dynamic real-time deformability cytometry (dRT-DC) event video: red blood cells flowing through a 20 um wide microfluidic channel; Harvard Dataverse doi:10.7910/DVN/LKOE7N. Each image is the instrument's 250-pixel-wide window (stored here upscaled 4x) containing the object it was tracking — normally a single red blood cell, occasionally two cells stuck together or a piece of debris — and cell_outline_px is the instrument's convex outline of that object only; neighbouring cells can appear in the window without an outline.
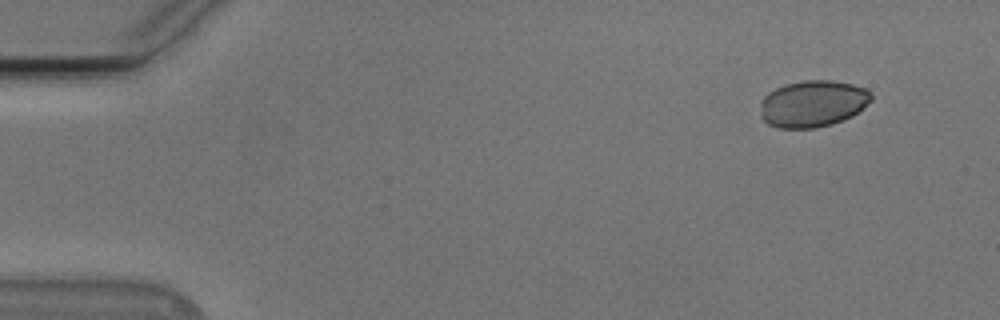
{"species": "Egyptian fruit bat (a non-hibernating species)", "species_latin": "Rousettus aegyptiacus", "temperature_condition": "cold", "stored_images_in_passage": 50, "camera_frame_rate_fps": 3000, "um_per_image_px": 0.085, "animal": {"sex": "male"}, "frame": {"image": 1, "passage_image": 1, "time_ms": 0.0, "image_size_px": [1000, 320], "cell_outline_px": [[872, 100], [852, 116], [832, 124], [816, 128], [776, 128], [768, 124], [760, 116], [760, 100], [768, 92], [776, 88], [788, 84], [804, 80], [828, 80], [852, 84], [864, 88], [872, 92]], "centroid_in_image_um": [69.06, 8.82], "position_along_channel_um": 15.9, "area_um2": 30.29}}
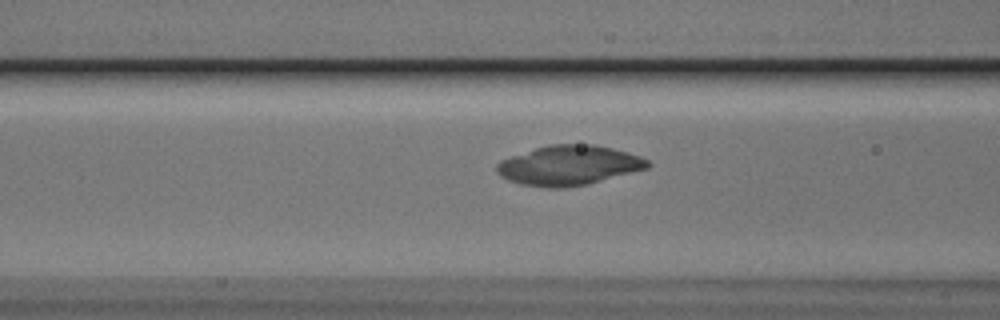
{"frame": {"image": 2, "passage_image": 18, "time_ms": 5.667, "image_size_px": [1000, 320], "cell_outline_px": [[652, 164], [648, 168], [588, 184], [564, 188], [548, 188], [520, 184], [508, 180], [500, 176], [496, 172], [496, 164], [500, 160], [548, 144], [596, 144], [628, 152], [640, 156], [648, 160]], "centroid_in_image_um": [48.35, 14.06], "position_along_channel_um": 118.2, "area_um2": 35.08}}
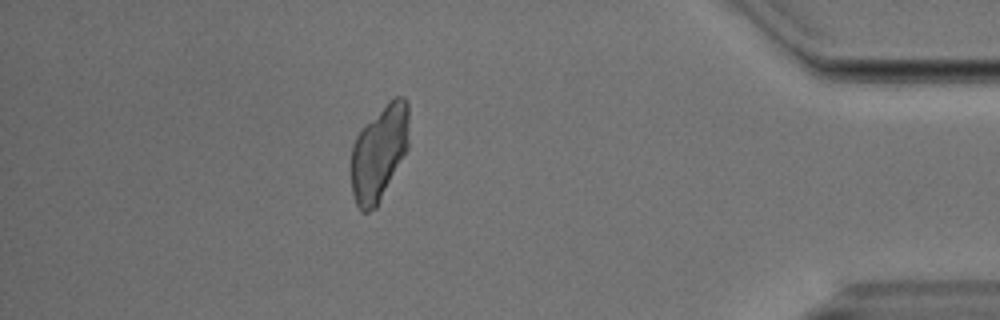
{"frame": {"image": 3, "passage_image": 44, "time_ms": 14.333, "image_size_px": [1000, 320], "cell_outline_px": [[408, 148], [376, 208], [368, 212], [360, 212], [356, 204], [352, 192], [352, 144], [360, 128], [388, 100], [396, 96], [404, 96], [408, 104]], "centroid_in_image_um": [32.22, 12.96], "position_along_channel_um": 403.0, "area_um2": 32.25}}